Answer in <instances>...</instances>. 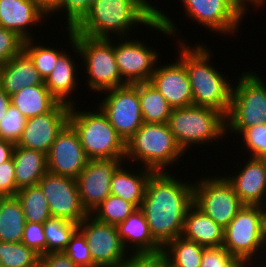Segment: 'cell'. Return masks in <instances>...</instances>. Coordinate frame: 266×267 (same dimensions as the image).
Listing matches in <instances>:
<instances>
[{"label":"cell","instance_id":"cell-1","mask_svg":"<svg viewBox=\"0 0 266 267\" xmlns=\"http://www.w3.org/2000/svg\"><path fill=\"white\" fill-rule=\"evenodd\" d=\"M138 24L170 37L178 30L173 19L148 0H93L92 9L73 31L91 38L113 39L111 33L127 37Z\"/></svg>","mask_w":266,"mask_h":267},{"label":"cell","instance_id":"cell-2","mask_svg":"<svg viewBox=\"0 0 266 267\" xmlns=\"http://www.w3.org/2000/svg\"><path fill=\"white\" fill-rule=\"evenodd\" d=\"M174 177L169 170L154 172L140 206L151 235L162 247L181 236L187 210L193 204L194 184Z\"/></svg>","mask_w":266,"mask_h":267},{"label":"cell","instance_id":"cell-3","mask_svg":"<svg viewBox=\"0 0 266 267\" xmlns=\"http://www.w3.org/2000/svg\"><path fill=\"white\" fill-rule=\"evenodd\" d=\"M179 60L185 65L191 84L193 105L209 107L227 116L232 97L233 85L219 70L212 66V52L200 44L189 46L179 39ZM210 62V63H209Z\"/></svg>","mask_w":266,"mask_h":267},{"label":"cell","instance_id":"cell-4","mask_svg":"<svg viewBox=\"0 0 266 267\" xmlns=\"http://www.w3.org/2000/svg\"><path fill=\"white\" fill-rule=\"evenodd\" d=\"M69 44L82 59L83 68L88 74L87 84L95 92L127 85L118 70L114 55V40L107 38H91L82 34H74L73 29H66Z\"/></svg>","mask_w":266,"mask_h":267},{"label":"cell","instance_id":"cell-5","mask_svg":"<svg viewBox=\"0 0 266 267\" xmlns=\"http://www.w3.org/2000/svg\"><path fill=\"white\" fill-rule=\"evenodd\" d=\"M183 155L168 123L143 122L126 143L125 158L132 162L140 161L143 167L154 172H166V168L178 162Z\"/></svg>","mask_w":266,"mask_h":267},{"label":"cell","instance_id":"cell-6","mask_svg":"<svg viewBox=\"0 0 266 267\" xmlns=\"http://www.w3.org/2000/svg\"><path fill=\"white\" fill-rule=\"evenodd\" d=\"M68 123L78 134L88 160L102 158L126 160V143L98 106L97 111L93 113L90 110L79 111L72 105Z\"/></svg>","mask_w":266,"mask_h":267},{"label":"cell","instance_id":"cell-7","mask_svg":"<svg viewBox=\"0 0 266 267\" xmlns=\"http://www.w3.org/2000/svg\"><path fill=\"white\" fill-rule=\"evenodd\" d=\"M175 141L185 153L192 145L212 143L226 135V116L209 107L174 108L168 121ZM214 140V141H213ZM188 149V150H187Z\"/></svg>","mask_w":266,"mask_h":267},{"label":"cell","instance_id":"cell-8","mask_svg":"<svg viewBox=\"0 0 266 267\" xmlns=\"http://www.w3.org/2000/svg\"><path fill=\"white\" fill-rule=\"evenodd\" d=\"M256 72L240 74L233 85L226 128H249L266 124V85Z\"/></svg>","mask_w":266,"mask_h":267},{"label":"cell","instance_id":"cell-9","mask_svg":"<svg viewBox=\"0 0 266 267\" xmlns=\"http://www.w3.org/2000/svg\"><path fill=\"white\" fill-rule=\"evenodd\" d=\"M222 246L232 256L251 263H263L254 258L262 249L266 251L260 205H243L235 217L224 228ZM257 252V253H256ZM255 259V260H254ZM256 261V262H255Z\"/></svg>","mask_w":266,"mask_h":267},{"label":"cell","instance_id":"cell-10","mask_svg":"<svg viewBox=\"0 0 266 267\" xmlns=\"http://www.w3.org/2000/svg\"><path fill=\"white\" fill-rule=\"evenodd\" d=\"M201 178L194 183L193 203L225 228L244 204L225 176Z\"/></svg>","mask_w":266,"mask_h":267},{"label":"cell","instance_id":"cell-11","mask_svg":"<svg viewBox=\"0 0 266 267\" xmlns=\"http://www.w3.org/2000/svg\"><path fill=\"white\" fill-rule=\"evenodd\" d=\"M105 97L99 104L117 134L125 143L143 124L138 96V83L127 84L104 91Z\"/></svg>","mask_w":266,"mask_h":267},{"label":"cell","instance_id":"cell-12","mask_svg":"<svg viewBox=\"0 0 266 267\" xmlns=\"http://www.w3.org/2000/svg\"><path fill=\"white\" fill-rule=\"evenodd\" d=\"M78 230L84 235L97 267H122L128 251L116 226L98 221L89 214L78 224Z\"/></svg>","mask_w":266,"mask_h":267},{"label":"cell","instance_id":"cell-13","mask_svg":"<svg viewBox=\"0 0 266 267\" xmlns=\"http://www.w3.org/2000/svg\"><path fill=\"white\" fill-rule=\"evenodd\" d=\"M37 185L48 201L52 218L79 224L89 215L81 204L76 178L47 172Z\"/></svg>","mask_w":266,"mask_h":267},{"label":"cell","instance_id":"cell-14","mask_svg":"<svg viewBox=\"0 0 266 267\" xmlns=\"http://www.w3.org/2000/svg\"><path fill=\"white\" fill-rule=\"evenodd\" d=\"M187 18L213 32L234 36L245 13L232 0H182ZM239 25V26H238Z\"/></svg>","mask_w":266,"mask_h":267},{"label":"cell","instance_id":"cell-15","mask_svg":"<svg viewBox=\"0 0 266 267\" xmlns=\"http://www.w3.org/2000/svg\"><path fill=\"white\" fill-rule=\"evenodd\" d=\"M120 39L118 45L114 43V55L122 79L127 84L150 81L159 59L156 49L151 50L139 39Z\"/></svg>","mask_w":266,"mask_h":267},{"label":"cell","instance_id":"cell-16","mask_svg":"<svg viewBox=\"0 0 266 267\" xmlns=\"http://www.w3.org/2000/svg\"><path fill=\"white\" fill-rule=\"evenodd\" d=\"M123 161L120 158L88 160L85 168L76 178L81 204L88 214L105 200L110 193V185L115 170Z\"/></svg>","mask_w":266,"mask_h":267},{"label":"cell","instance_id":"cell-17","mask_svg":"<svg viewBox=\"0 0 266 267\" xmlns=\"http://www.w3.org/2000/svg\"><path fill=\"white\" fill-rule=\"evenodd\" d=\"M70 105L59 102L50 112L26 119L16 146L48 154L57 134L68 123Z\"/></svg>","mask_w":266,"mask_h":267},{"label":"cell","instance_id":"cell-18","mask_svg":"<svg viewBox=\"0 0 266 267\" xmlns=\"http://www.w3.org/2000/svg\"><path fill=\"white\" fill-rule=\"evenodd\" d=\"M86 157L78 134L67 123L57 134L47 154L48 172L55 175L77 178L85 168Z\"/></svg>","mask_w":266,"mask_h":267},{"label":"cell","instance_id":"cell-19","mask_svg":"<svg viewBox=\"0 0 266 267\" xmlns=\"http://www.w3.org/2000/svg\"><path fill=\"white\" fill-rule=\"evenodd\" d=\"M177 62L156 66L150 83L161 93L170 106L174 108L193 105L191 84L185 65L177 58Z\"/></svg>","mask_w":266,"mask_h":267},{"label":"cell","instance_id":"cell-20","mask_svg":"<svg viewBox=\"0 0 266 267\" xmlns=\"http://www.w3.org/2000/svg\"><path fill=\"white\" fill-rule=\"evenodd\" d=\"M45 18H48L46 9L36 0H0V26L15 32L24 41L32 39L28 27L43 22Z\"/></svg>","mask_w":266,"mask_h":267},{"label":"cell","instance_id":"cell-21","mask_svg":"<svg viewBox=\"0 0 266 267\" xmlns=\"http://www.w3.org/2000/svg\"><path fill=\"white\" fill-rule=\"evenodd\" d=\"M248 159L241 172L225 177L244 205L261 206L266 203L265 157Z\"/></svg>","mask_w":266,"mask_h":267},{"label":"cell","instance_id":"cell-22","mask_svg":"<svg viewBox=\"0 0 266 267\" xmlns=\"http://www.w3.org/2000/svg\"><path fill=\"white\" fill-rule=\"evenodd\" d=\"M116 227L127 251L130 248H132L130 250L132 253H154L163 250V247L151 235L147 219L140 208L135 209Z\"/></svg>","mask_w":266,"mask_h":267},{"label":"cell","instance_id":"cell-23","mask_svg":"<svg viewBox=\"0 0 266 267\" xmlns=\"http://www.w3.org/2000/svg\"><path fill=\"white\" fill-rule=\"evenodd\" d=\"M45 84L33 61L22 51L0 66V85L9 96L22 88Z\"/></svg>","mask_w":266,"mask_h":267},{"label":"cell","instance_id":"cell-24","mask_svg":"<svg viewBox=\"0 0 266 267\" xmlns=\"http://www.w3.org/2000/svg\"><path fill=\"white\" fill-rule=\"evenodd\" d=\"M181 236L205 247L221 246L224 228L193 203L187 210Z\"/></svg>","mask_w":266,"mask_h":267},{"label":"cell","instance_id":"cell-25","mask_svg":"<svg viewBox=\"0 0 266 267\" xmlns=\"http://www.w3.org/2000/svg\"><path fill=\"white\" fill-rule=\"evenodd\" d=\"M12 158L16 193L22 188L36 186L43 175L48 172L47 154L41 151L15 145Z\"/></svg>","mask_w":266,"mask_h":267},{"label":"cell","instance_id":"cell-26","mask_svg":"<svg viewBox=\"0 0 266 267\" xmlns=\"http://www.w3.org/2000/svg\"><path fill=\"white\" fill-rule=\"evenodd\" d=\"M124 167L121 164L115 170L111 180L110 193L132 203L136 208H140L148 179L154 171L141 165V169H137L139 172L132 171V173L131 170L128 171Z\"/></svg>","mask_w":266,"mask_h":267},{"label":"cell","instance_id":"cell-27","mask_svg":"<svg viewBox=\"0 0 266 267\" xmlns=\"http://www.w3.org/2000/svg\"><path fill=\"white\" fill-rule=\"evenodd\" d=\"M67 53L68 52L64 51L59 56L57 65L55 66L49 77L44 81V83L51 94L59 102L72 106L76 104L75 102H73V100L71 101V95L72 92L74 93V91H76L75 87L78 84L76 82V70L78 69V64L76 65L75 61Z\"/></svg>","mask_w":266,"mask_h":267},{"label":"cell","instance_id":"cell-28","mask_svg":"<svg viewBox=\"0 0 266 267\" xmlns=\"http://www.w3.org/2000/svg\"><path fill=\"white\" fill-rule=\"evenodd\" d=\"M10 99L26 119L48 113L59 103L45 84L22 88Z\"/></svg>","mask_w":266,"mask_h":267},{"label":"cell","instance_id":"cell-29","mask_svg":"<svg viewBox=\"0 0 266 267\" xmlns=\"http://www.w3.org/2000/svg\"><path fill=\"white\" fill-rule=\"evenodd\" d=\"M25 223L22 205L17 197H4L0 203V241L21 242Z\"/></svg>","mask_w":266,"mask_h":267},{"label":"cell","instance_id":"cell-30","mask_svg":"<svg viewBox=\"0 0 266 267\" xmlns=\"http://www.w3.org/2000/svg\"><path fill=\"white\" fill-rule=\"evenodd\" d=\"M138 96L143 122L168 123L173 108L149 81L138 83Z\"/></svg>","mask_w":266,"mask_h":267},{"label":"cell","instance_id":"cell-31","mask_svg":"<svg viewBox=\"0 0 266 267\" xmlns=\"http://www.w3.org/2000/svg\"><path fill=\"white\" fill-rule=\"evenodd\" d=\"M16 197L22 205L27 222L44 224L46 220L52 218L48 201L38 185L18 190Z\"/></svg>","mask_w":266,"mask_h":267},{"label":"cell","instance_id":"cell-32","mask_svg":"<svg viewBox=\"0 0 266 267\" xmlns=\"http://www.w3.org/2000/svg\"><path fill=\"white\" fill-rule=\"evenodd\" d=\"M205 246L179 236L169 241L163 252L178 267H200Z\"/></svg>","mask_w":266,"mask_h":267},{"label":"cell","instance_id":"cell-33","mask_svg":"<svg viewBox=\"0 0 266 267\" xmlns=\"http://www.w3.org/2000/svg\"><path fill=\"white\" fill-rule=\"evenodd\" d=\"M46 238V254L63 252L78 224L62 218H50L43 224Z\"/></svg>","mask_w":266,"mask_h":267},{"label":"cell","instance_id":"cell-34","mask_svg":"<svg viewBox=\"0 0 266 267\" xmlns=\"http://www.w3.org/2000/svg\"><path fill=\"white\" fill-rule=\"evenodd\" d=\"M40 255L22 242L0 241V262L4 267H39Z\"/></svg>","mask_w":266,"mask_h":267},{"label":"cell","instance_id":"cell-35","mask_svg":"<svg viewBox=\"0 0 266 267\" xmlns=\"http://www.w3.org/2000/svg\"><path fill=\"white\" fill-rule=\"evenodd\" d=\"M34 41L33 38L24 41L23 51L33 61L35 68L45 81L57 65L58 58L64 50L60 51L53 47H46L45 45H42V43L41 45L40 43L39 45H35Z\"/></svg>","mask_w":266,"mask_h":267},{"label":"cell","instance_id":"cell-36","mask_svg":"<svg viewBox=\"0 0 266 267\" xmlns=\"http://www.w3.org/2000/svg\"><path fill=\"white\" fill-rule=\"evenodd\" d=\"M135 209L132 203L110 194L91 214L98 221L117 226Z\"/></svg>","mask_w":266,"mask_h":267},{"label":"cell","instance_id":"cell-37","mask_svg":"<svg viewBox=\"0 0 266 267\" xmlns=\"http://www.w3.org/2000/svg\"><path fill=\"white\" fill-rule=\"evenodd\" d=\"M92 3L93 0H55L46 10L47 17L62 9V14L66 12V29H74L90 12Z\"/></svg>","mask_w":266,"mask_h":267},{"label":"cell","instance_id":"cell-38","mask_svg":"<svg viewBox=\"0 0 266 267\" xmlns=\"http://www.w3.org/2000/svg\"><path fill=\"white\" fill-rule=\"evenodd\" d=\"M229 131V133H228ZM242 135L243 147L250 153L249 157H266V124L255 125L249 128H226L227 134Z\"/></svg>","mask_w":266,"mask_h":267},{"label":"cell","instance_id":"cell-39","mask_svg":"<svg viewBox=\"0 0 266 267\" xmlns=\"http://www.w3.org/2000/svg\"><path fill=\"white\" fill-rule=\"evenodd\" d=\"M26 118L12 104L0 120V138L17 143L25 128Z\"/></svg>","mask_w":266,"mask_h":267},{"label":"cell","instance_id":"cell-40","mask_svg":"<svg viewBox=\"0 0 266 267\" xmlns=\"http://www.w3.org/2000/svg\"><path fill=\"white\" fill-rule=\"evenodd\" d=\"M89 249L84 235L77 229L63 252L79 267H97Z\"/></svg>","mask_w":266,"mask_h":267},{"label":"cell","instance_id":"cell-41","mask_svg":"<svg viewBox=\"0 0 266 267\" xmlns=\"http://www.w3.org/2000/svg\"><path fill=\"white\" fill-rule=\"evenodd\" d=\"M24 40L15 32L0 26V66L23 51Z\"/></svg>","mask_w":266,"mask_h":267},{"label":"cell","instance_id":"cell-42","mask_svg":"<svg viewBox=\"0 0 266 267\" xmlns=\"http://www.w3.org/2000/svg\"><path fill=\"white\" fill-rule=\"evenodd\" d=\"M21 242L39 255L46 254V238L43 224L26 221Z\"/></svg>","mask_w":266,"mask_h":267},{"label":"cell","instance_id":"cell-43","mask_svg":"<svg viewBox=\"0 0 266 267\" xmlns=\"http://www.w3.org/2000/svg\"><path fill=\"white\" fill-rule=\"evenodd\" d=\"M0 194L4 197L16 196V178L13 158L0 164Z\"/></svg>","mask_w":266,"mask_h":267},{"label":"cell","instance_id":"cell-44","mask_svg":"<svg viewBox=\"0 0 266 267\" xmlns=\"http://www.w3.org/2000/svg\"><path fill=\"white\" fill-rule=\"evenodd\" d=\"M122 267H162V250L154 253H131Z\"/></svg>","mask_w":266,"mask_h":267},{"label":"cell","instance_id":"cell-45","mask_svg":"<svg viewBox=\"0 0 266 267\" xmlns=\"http://www.w3.org/2000/svg\"><path fill=\"white\" fill-rule=\"evenodd\" d=\"M231 257L232 255L222 245L205 247L200 267H222Z\"/></svg>","mask_w":266,"mask_h":267},{"label":"cell","instance_id":"cell-46","mask_svg":"<svg viewBox=\"0 0 266 267\" xmlns=\"http://www.w3.org/2000/svg\"><path fill=\"white\" fill-rule=\"evenodd\" d=\"M39 267H79L64 252L40 255Z\"/></svg>","mask_w":266,"mask_h":267},{"label":"cell","instance_id":"cell-47","mask_svg":"<svg viewBox=\"0 0 266 267\" xmlns=\"http://www.w3.org/2000/svg\"><path fill=\"white\" fill-rule=\"evenodd\" d=\"M15 143L0 138V164L12 158Z\"/></svg>","mask_w":266,"mask_h":267},{"label":"cell","instance_id":"cell-48","mask_svg":"<svg viewBox=\"0 0 266 267\" xmlns=\"http://www.w3.org/2000/svg\"><path fill=\"white\" fill-rule=\"evenodd\" d=\"M244 13H248L249 5H252L253 7L257 6H264L266 0H232ZM248 3V4H247ZM247 5V6H246ZM247 11V12H246Z\"/></svg>","mask_w":266,"mask_h":267},{"label":"cell","instance_id":"cell-49","mask_svg":"<svg viewBox=\"0 0 266 267\" xmlns=\"http://www.w3.org/2000/svg\"><path fill=\"white\" fill-rule=\"evenodd\" d=\"M11 105L10 96L7 95L0 85V120L5 117L8 107Z\"/></svg>","mask_w":266,"mask_h":267},{"label":"cell","instance_id":"cell-50","mask_svg":"<svg viewBox=\"0 0 266 267\" xmlns=\"http://www.w3.org/2000/svg\"><path fill=\"white\" fill-rule=\"evenodd\" d=\"M250 265L251 263L247 260L232 256L226 263L222 265V267H249Z\"/></svg>","mask_w":266,"mask_h":267},{"label":"cell","instance_id":"cell-51","mask_svg":"<svg viewBox=\"0 0 266 267\" xmlns=\"http://www.w3.org/2000/svg\"><path fill=\"white\" fill-rule=\"evenodd\" d=\"M262 211L263 235L266 243V203L260 206ZM265 208V209H264Z\"/></svg>","mask_w":266,"mask_h":267},{"label":"cell","instance_id":"cell-52","mask_svg":"<svg viewBox=\"0 0 266 267\" xmlns=\"http://www.w3.org/2000/svg\"><path fill=\"white\" fill-rule=\"evenodd\" d=\"M162 267H178L171 260L167 258L163 250H162Z\"/></svg>","mask_w":266,"mask_h":267},{"label":"cell","instance_id":"cell-53","mask_svg":"<svg viewBox=\"0 0 266 267\" xmlns=\"http://www.w3.org/2000/svg\"><path fill=\"white\" fill-rule=\"evenodd\" d=\"M44 9H48L55 0H36Z\"/></svg>","mask_w":266,"mask_h":267},{"label":"cell","instance_id":"cell-54","mask_svg":"<svg viewBox=\"0 0 266 267\" xmlns=\"http://www.w3.org/2000/svg\"><path fill=\"white\" fill-rule=\"evenodd\" d=\"M264 258H265L264 266H263V264H261L260 267H262V266L266 267V264H265L266 263V257H264ZM249 267H251V266H249Z\"/></svg>","mask_w":266,"mask_h":267},{"label":"cell","instance_id":"cell-55","mask_svg":"<svg viewBox=\"0 0 266 267\" xmlns=\"http://www.w3.org/2000/svg\"><path fill=\"white\" fill-rule=\"evenodd\" d=\"M4 199V196L2 194H0V203L1 201Z\"/></svg>","mask_w":266,"mask_h":267}]
</instances>
